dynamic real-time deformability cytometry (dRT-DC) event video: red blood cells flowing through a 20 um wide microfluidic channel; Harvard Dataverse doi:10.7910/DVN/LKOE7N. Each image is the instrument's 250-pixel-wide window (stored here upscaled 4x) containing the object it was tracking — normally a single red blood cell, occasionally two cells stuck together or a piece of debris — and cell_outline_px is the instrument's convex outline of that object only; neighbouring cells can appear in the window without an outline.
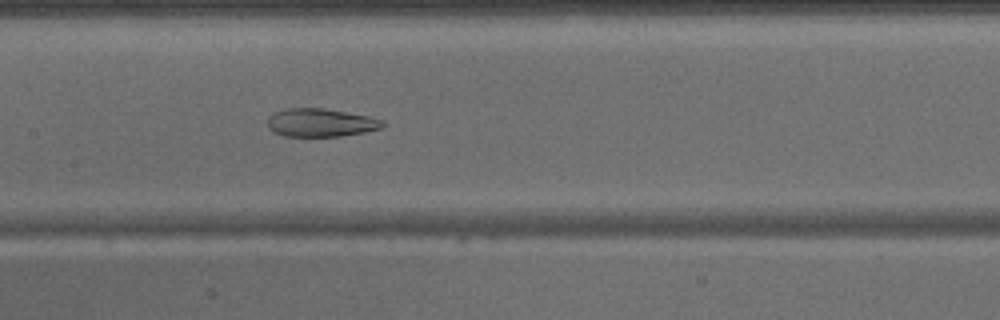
{"species": "common noctule bat (a hibernating species)", "species_latin": "Nyctalus noctula", "temperature_condition": "warm", "stored_images_in_passage": 42, "camera_frame_rate_fps": 3000, "um_per_image_px": 0.085, "animal": {"sex": "male", "body_mass_g": 15.6}, "frame": {"image": 1, "passage_image": 19, "time_ms": 6.0, "image_size_px": [1000, 320], "cell_outline_px": [[388, 124], [384, 128], [364, 132], [340, 136], [284, 136], [272, 132], [268, 128], [268, 116], [276, 112], [288, 108], [324, 108], [368, 116], [384, 120]], "centroid_in_image_um": [27.29, 10.43], "position_along_channel_um": 180.1, "area_um2": 19.07}}
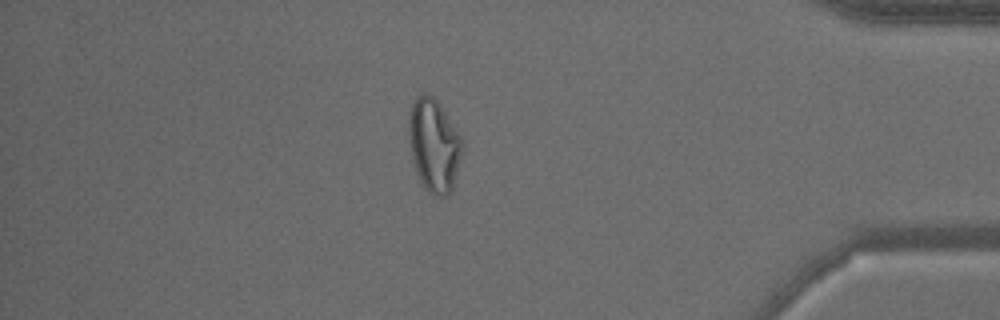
{"frame": {"image": 2, "passage_image": 36, "time_ms": 11.667, "image_size_px": [1000, 320], "cell_outline_px": [[464, 148], [452, 188], [444, 196], [436, 196], [428, 192], [424, 188], [420, 180], [412, 160], [408, 132], [408, 120], [412, 104], [416, 96], [420, 92], [428, 92], [440, 104], [460, 136]], "centroid_in_image_um": [36.87, 12.31], "position_along_channel_um": 398.3, "area_um2": 28.96}}